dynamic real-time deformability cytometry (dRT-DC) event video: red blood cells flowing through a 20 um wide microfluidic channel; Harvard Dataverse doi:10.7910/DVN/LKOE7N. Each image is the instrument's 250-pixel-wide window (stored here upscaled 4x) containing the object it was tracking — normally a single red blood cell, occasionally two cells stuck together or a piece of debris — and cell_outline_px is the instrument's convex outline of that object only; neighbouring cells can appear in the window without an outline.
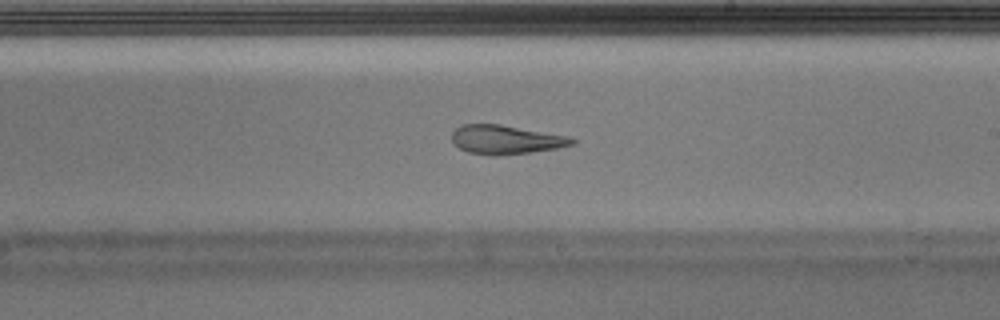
{"species": "Egyptian fruit bat (a non-hibernating species)", "species_latin": "Rousettus aegyptiacus", "temperature_condition": "warm", "stored_images_in_passage": 40, "camera_frame_rate_fps": 3000, "um_per_image_px": 0.085, "animal": {"sex": "male"}, "frame": {"image": 1, "passage_image": 23, "time_ms": 7.333, "image_size_px": [1000, 320], "cell_outline_px": [[576, 140], [572, 144], [556, 148], [528, 152], [468, 152], [460, 148], [452, 140], [452, 132], [460, 124], [500, 124], [568, 136]], "centroid_in_image_um": [42.99, 11.8], "position_along_channel_um": 246.0, "area_um2": 19.13}}